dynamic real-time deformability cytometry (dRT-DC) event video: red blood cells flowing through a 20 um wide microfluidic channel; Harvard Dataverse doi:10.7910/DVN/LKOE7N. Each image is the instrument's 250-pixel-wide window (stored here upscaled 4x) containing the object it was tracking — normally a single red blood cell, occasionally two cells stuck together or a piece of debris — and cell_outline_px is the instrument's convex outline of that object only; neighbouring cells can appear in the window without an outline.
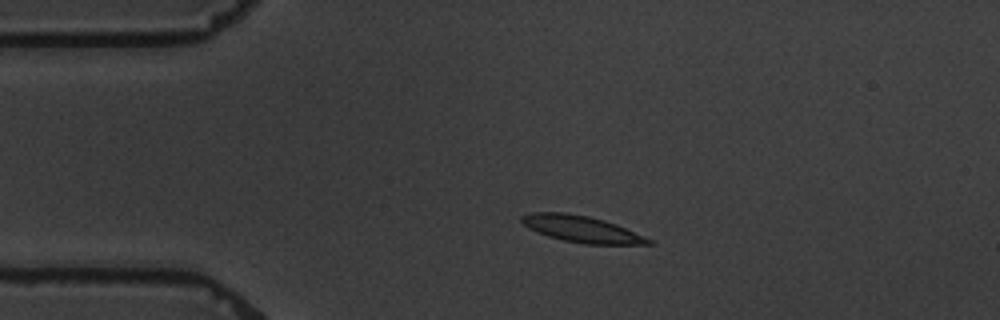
{"species": "common noctule bat (a hibernating species)", "species_latin": "Nyctalus noctula", "temperature_condition": "warm", "stored_images_in_passage": 4, "camera_frame_rate_fps": 3000, "um_per_image_px": 0.085, "animal": {"sex": "male", "body_mass_g": 19.5, "forearm_length_mm": 54.6}, "frame": {"image": 1, "passage_image": 3, "time_ms": 2.333, "image_size_px": [1000, 320], "cell_outline_px": [[652, 244], [584, 244], [564, 240], [548, 236], [528, 228], [520, 220], [520, 216], [528, 212], [564, 212], [588, 216], [604, 220], [616, 224], [652, 240]], "centroid_in_image_um": [49.38, 19.45], "position_along_channel_um": 35.6, "area_um2": 19.42}}